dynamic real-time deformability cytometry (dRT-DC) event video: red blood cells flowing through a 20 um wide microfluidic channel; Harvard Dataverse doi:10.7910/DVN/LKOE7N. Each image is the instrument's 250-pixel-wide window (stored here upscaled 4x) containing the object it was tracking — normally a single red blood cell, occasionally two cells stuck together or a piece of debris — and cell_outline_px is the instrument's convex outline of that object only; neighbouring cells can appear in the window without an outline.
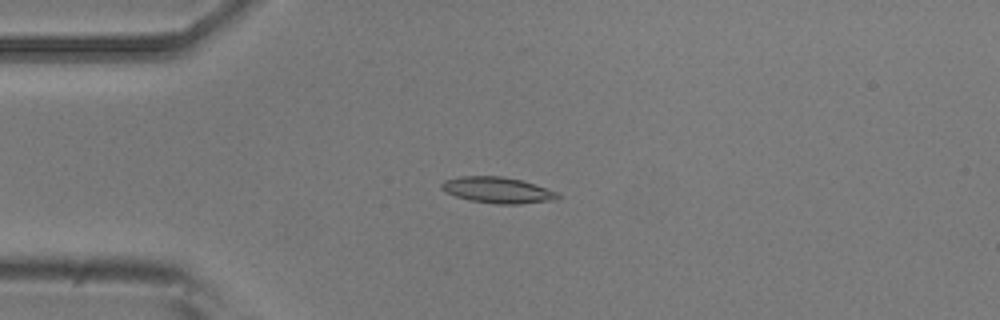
{"species": "common noctule bat (a hibernating species)", "species_latin": "Nyctalus noctula", "temperature_condition": "room temperature", "stored_images_in_passage": 4, "camera_frame_rate_fps": 3000, "um_per_image_px": 0.085, "animal": {"sex": "male", "body_mass_g": 20.5, "forearm_length_mm": 52.5}, "frame": {"image": 1, "passage_image": 3, "time_ms": 2.0, "image_size_px": [1000, 320], "cell_outline_px": [[564, 196], [556, 200], [520, 204], [496, 204], [472, 200], [456, 196], [440, 188], [440, 184], [444, 180], [460, 176], [500, 176], [520, 180], [556, 192]], "centroid_in_image_um": [42.3, 16.16], "position_along_channel_um": 42.7, "area_um2": 17.46}}
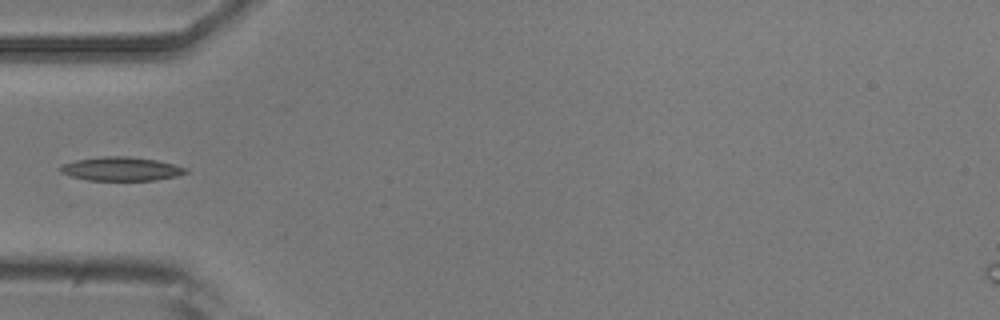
{"frame": {"image": 2, "passage_image": 4, "time_ms": 3.333, "image_size_px": [1000, 320], "cell_outline_px": [[188, 172], [176, 176], [156, 180], [88, 180], [68, 176], [60, 172], [60, 168], [64, 164], [76, 160], [104, 156], [128, 156], [156, 160], [188, 168]], "centroid_in_image_um": [10.3, 14.36], "position_along_channel_um": 74.7, "area_um2": 17.28}}